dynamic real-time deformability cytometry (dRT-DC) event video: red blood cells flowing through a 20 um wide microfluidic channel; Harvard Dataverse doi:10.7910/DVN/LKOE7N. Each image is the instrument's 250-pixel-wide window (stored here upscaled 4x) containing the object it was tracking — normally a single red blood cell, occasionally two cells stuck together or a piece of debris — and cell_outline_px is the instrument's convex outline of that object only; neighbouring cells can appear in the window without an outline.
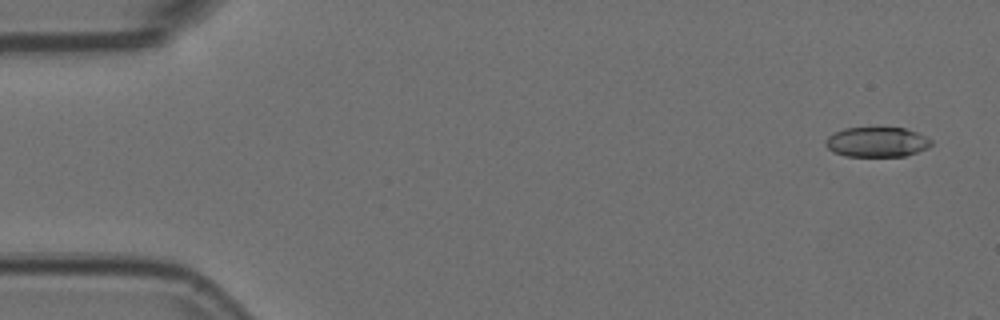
{"species": "Egyptian fruit bat (a non-hibernating species)", "species_latin": "Rousettus aegyptiacus", "temperature_condition": "room temperature", "stored_images_in_passage": 7, "camera_frame_rate_fps": 3000, "um_per_image_px": 0.085, "animal": {"sex": "female"}, "frame": {"image": 1, "passage_image": 3, "time_ms": 0.667, "image_size_px": [1000, 320], "cell_outline_px": [[932, 144], [928, 148], [904, 156], [844, 156], [832, 152], [824, 144], [824, 140], [828, 136], [844, 128], [904, 128], [916, 132], [932, 140]], "centroid_in_image_um": [74.5, 12.08], "position_along_channel_um": 10.5, "area_um2": 18.38}}